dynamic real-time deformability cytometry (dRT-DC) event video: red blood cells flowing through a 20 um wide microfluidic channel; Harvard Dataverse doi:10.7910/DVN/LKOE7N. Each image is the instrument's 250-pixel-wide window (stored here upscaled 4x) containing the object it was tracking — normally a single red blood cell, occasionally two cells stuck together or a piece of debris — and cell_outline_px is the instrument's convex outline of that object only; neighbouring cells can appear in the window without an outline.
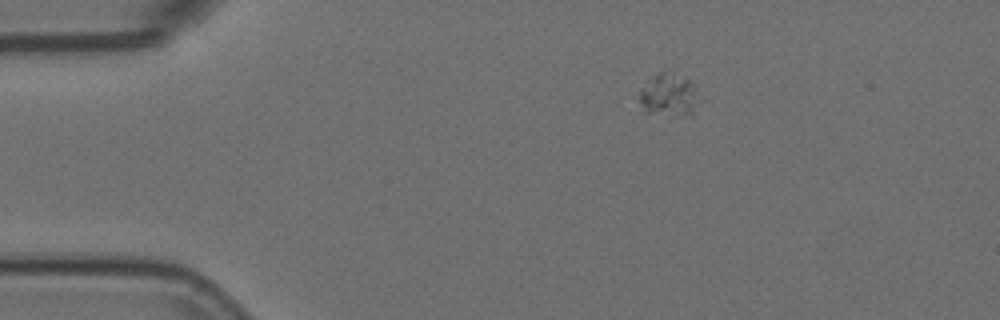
{"species": "Egyptian fruit bat (a non-hibernating species)", "species_latin": "Rousettus aegyptiacus", "temperature_condition": "room temperature", "stored_images_in_passage": 3, "camera_frame_rate_fps": 3000, "um_per_image_px": 0.085, "animal": {"sex": "female"}, "frame": {"image": 1, "passage_image": 1, "time_ms": 0.0, "image_size_px": [1000, 320], "cell_outline_px": [[696, 92], [692, 116], [672, 116], [648, 112], [644, 108], [640, 100], [640, 88], [660, 72], [668, 68], [696, 84]], "centroid_in_image_um": [56.86, 8.05], "position_along_channel_um": 28.1, "area_um2": 14.74}}
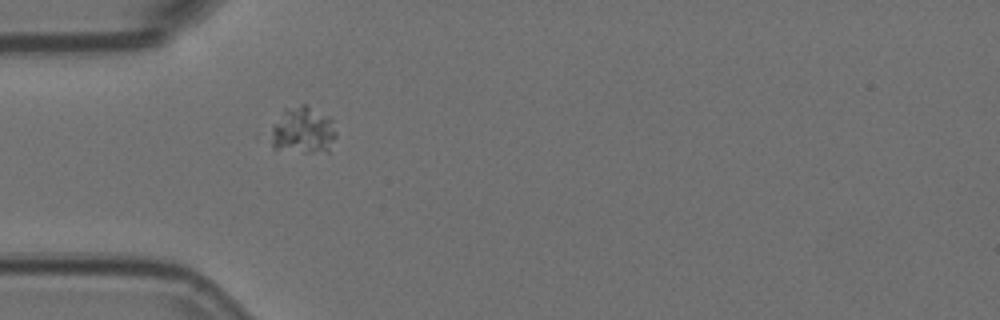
{"frame": {"image": 2, "passage_image": 3, "time_ms": 0.667, "image_size_px": [1000, 320], "cell_outline_px": [[336, 136], [328, 152], [304, 152], [272, 148], [264, 136], [272, 124], [284, 108], [300, 104], [308, 104], [332, 120], [336, 132]], "centroid_in_image_um": [25.64, 11.08], "position_along_channel_um": 59.4, "area_um2": 18.67}}